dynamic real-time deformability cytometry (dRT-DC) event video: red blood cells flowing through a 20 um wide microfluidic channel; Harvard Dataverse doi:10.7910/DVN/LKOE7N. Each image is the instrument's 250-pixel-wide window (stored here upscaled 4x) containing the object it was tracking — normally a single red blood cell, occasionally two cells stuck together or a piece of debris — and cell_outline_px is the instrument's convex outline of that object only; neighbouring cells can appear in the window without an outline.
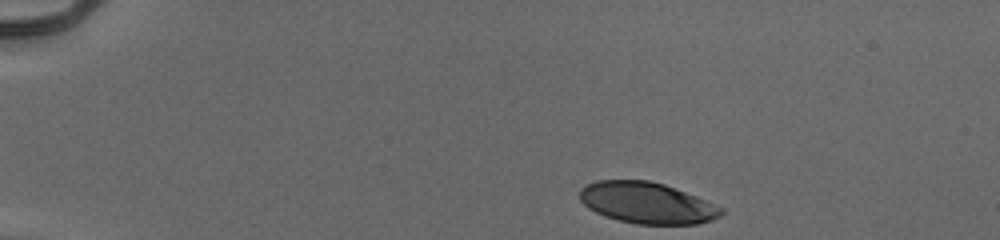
{"species": "human", "species_latin": "Homo sapiens", "temperature_condition": "cold", "stored_images_in_passage": 37, "camera_frame_rate_fps": 3000, "um_per_image_px": 0.085, "donor": {"sex": "male"}, "frame": {"image": 1, "passage_image": 1, "time_ms": 0.0, "image_size_px": [1000, 240], "cell_outline_px": [[724, 212], [720, 216], [712, 220], [696, 224], [636, 224], [604, 216], [588, 208], [580, 200], [580, 188], [596, 180], [648, 180], [664, 184], [696, 196], [724, 208]], "centroid_in_image_um": [55.0, 17.24], "position_along_channel_um": 30.0, "area_um2": 33.99}}
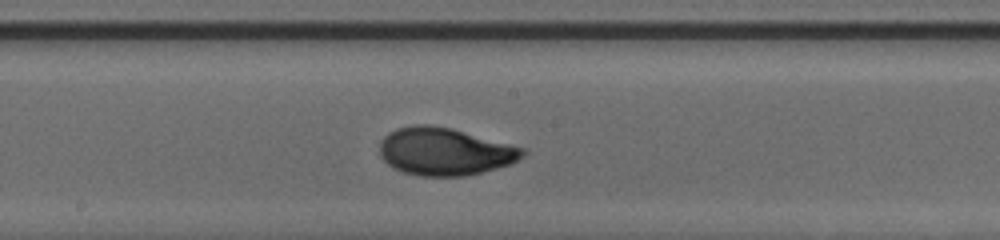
{"frame": {"image": 2, "passage_image": 22, "time_ms": 7.0, "image_size_px": [1000, 240], "cell_outline_px": [[524, 156], [512, 164], [464, 176], [420, 176], [400, 172], [392, 168], [380, 156], [380, 140], [388, 132], [396, 128], [412, 124], [432, 124], [452, 128], [524, 148]], "centroid_in_image_um": [37.75, 12.87], "position_along_channel_um": 210.4, "area_um2": 39.94}}
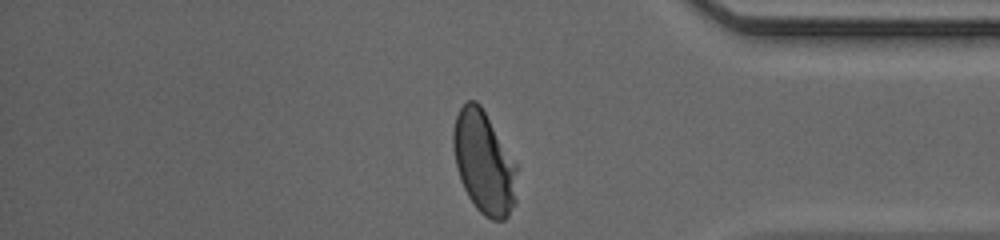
{"frame": {"image": 3, "passage_image": 37, "time_ms": 12.0, "image_size_px": [1000, 240], "cell_outline_px": [[516, 204], [508, 216], [504, 220], [492, 220], [484, 216], [476, 208], [468, 196], [460, 180], [456, 168], [452, 148], [452, 132], [456, 116], [460, 108], [468, 100], [476, 100], [480, 104], [516, 164]], "centroid_in_image_um": [41.11, 13.84], "position_along_channel_um": 394.1, "area_um2": 38.09}, "authors_computed_cell_mechanics": {"area_um2": 38.0902, "velocity_mm_per_s": 3.9439, "shape_relaxation_time_tau1_ms": 3.9742, "shape_relaxation_time_tau2_ms": null, "deformation_change_tau1": 0.1784, "deformation_change_tau2": null}}